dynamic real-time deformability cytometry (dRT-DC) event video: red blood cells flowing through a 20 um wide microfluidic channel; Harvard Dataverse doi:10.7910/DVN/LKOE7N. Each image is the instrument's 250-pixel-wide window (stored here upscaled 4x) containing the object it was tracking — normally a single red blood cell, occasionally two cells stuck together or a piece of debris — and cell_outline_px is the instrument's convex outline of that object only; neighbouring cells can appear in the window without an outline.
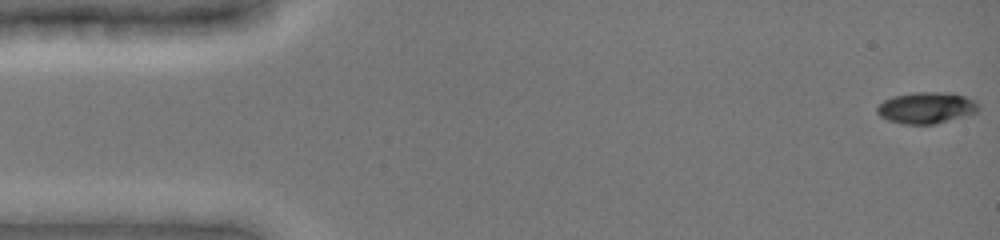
{"species": "common noctule bat (a hibernating species)", "species_latin": "Nyctalus noctula", "temperature_condition": "cold", "stored_images_in_passage": 15, "camera_frame_rate_fps": 3000, "um_per_image_px": 0.085, "animal": {"sex": "female", "body_mass_g": 19.0, "forearm_length_mm": 51.5}, "frame": {"image": 1, "passage_image": 1, "time_ms": 0.0, "image_size_px": [1000, 240], "cell_outline_px": [[980, 108], [976, 112], [964, 116], [936, 124], [900, 124], [888, 120], [880, 116], [876, 112], [876, 108], [884, 100], [892, 96], [912, 92], [948, 92], [964, 96], [976, 100], [980, 104]], "centroid_in_image_um": [78.74, 9.16], "position_along_channel_um": 6.3, "area_um2": 18.79}}
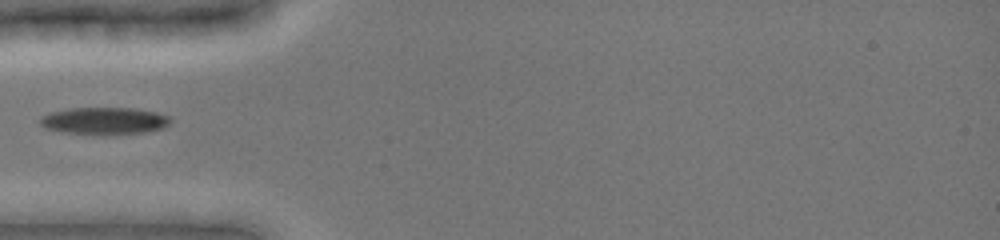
{"frame": {"image": 2, "passage_image": 9, "time_ms": 5.0, "image_size_px": [1000, 240], "cell_outline_px": [[172, 120], [164, 128], [144, 132], [116, 136], [108, 136], [64, 132], [44, 128], [40, 124], [40, 116], [48, 112], [68, 108], [136, 108], [156, 112], [168, 116]], "centroid_in_image_um": [8.85, 10.29], "position_along_channel_um": 76.1, "area_um2": 21.21}}
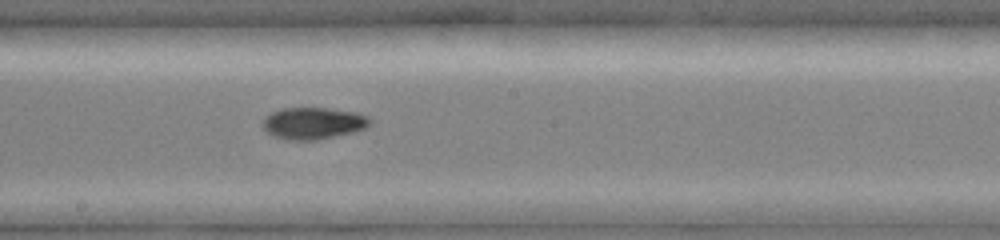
{"frame": {"image": 3, "passage_image": 15, "time_ms": 8.667, "image_size_px": [1000, 240], "cell_outline_px": [[372, 124], [356, 132], [316, 140], [284, 140], [268, 132], [260, 124], [264, 116], [272, 112], [284, 108], [328, 108], [356, 112], [368, 116], [372, 120]], "centroid_in_image_um": [26.64, 10.47], "position_along_channel_um": 221.6, "area_um2": 20.11}}